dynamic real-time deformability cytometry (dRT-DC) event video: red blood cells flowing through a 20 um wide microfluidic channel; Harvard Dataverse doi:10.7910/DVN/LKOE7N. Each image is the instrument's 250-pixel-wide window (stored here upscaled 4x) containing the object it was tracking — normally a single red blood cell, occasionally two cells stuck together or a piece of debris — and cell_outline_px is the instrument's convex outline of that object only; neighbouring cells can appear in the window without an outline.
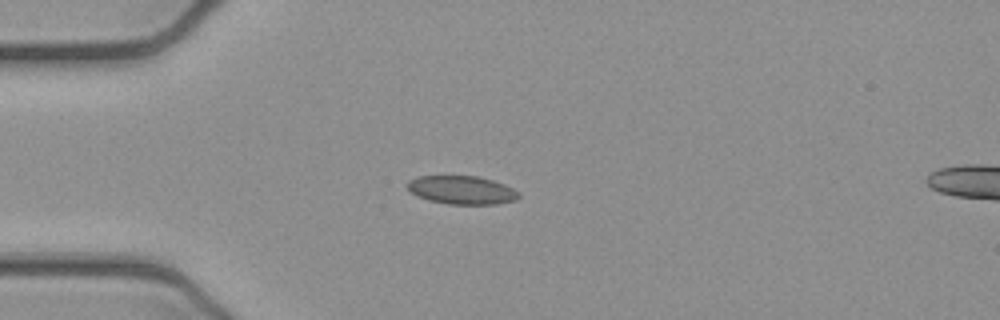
{"species": "common noctule bat (a hibernating species)", "species_latin": "Nyctalus noctula", "temperature_condition": "cold", "stored_images_in_passage": 40, "camera_frame_rate_fps": 3000, "um_per_image_px": 0.085, "animal": {"sex": "female", "body_mass_g": 21.9}, "frame": {"image": 1, "passage_image": 1, "time_ms": 0.0, "image_size_px": [1000, 320], "cell_outline_px": [[520, 196], [516, 200], [496, 204], [448, 204], [428, 200], [412, 192], [404, 184], [408, 180], [416, 176], [480, 176], [504, 184], [520, 192]], "centroid_in_image_um": [39.25, 16.14], "position_along_channel_um": 45.7, "area_um2": 18.5}}
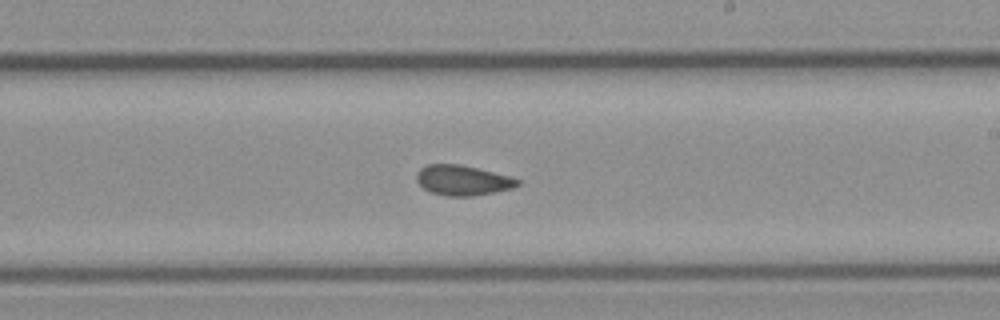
{"frame": {"image": 2, "passage_image": 18, "time_ms": 5.667, "image_size_px": [1000, 320], "cell_outline_px": [[520, 184], [512, 188], [496, 192], [472, 196], [448, 196], [432, 192], [424, 188], [416, 180], [416, 172], [420, 168], [428, 164], [460, 164], [512, 176], [520, 180]], "centroid_in_image_um": [39.35, 15.32], "position_along_channel_um": 249.7, "area_um2": 17.8}}
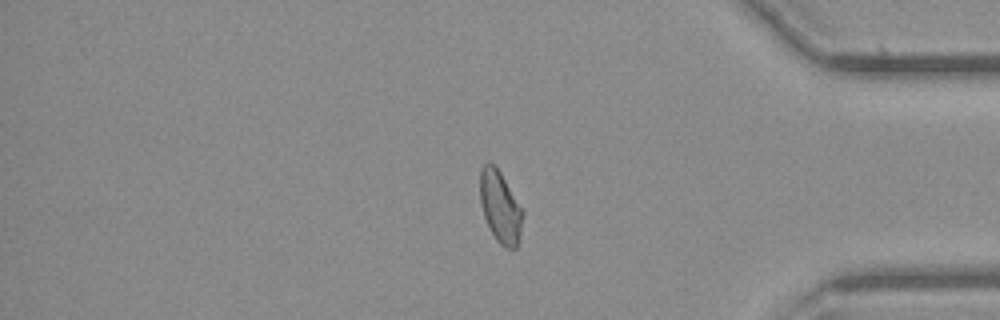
{"frame": {"image": 3, "passage_image": 31, "time_ms": 10.0, "image_size_px": [1000, 320], "cell_outline_px": [[524, 212], [520, 236], [516, 248], [508, 248], [500, 244], [496, 240], [484, 216], [480, 200], [480, 168], [484, 164], [492, 164], [500, 172], [524, 208]], "centroid_in_image_um": [42.55, 17.59], "position_along_channel_um": 392.7, "area_um2": 17.86}, "authors_computed_cell_mechanics": {"area_um2": 17.9469, "velocity_mm_per_s": 3.9024, "shape_relaxation_time_tau1_ms": null, "shape_relaxation_time_tau2_ms": 1.3414, "deformation_change_tau1": null, "deformation_change_tau2": 0.0601}}